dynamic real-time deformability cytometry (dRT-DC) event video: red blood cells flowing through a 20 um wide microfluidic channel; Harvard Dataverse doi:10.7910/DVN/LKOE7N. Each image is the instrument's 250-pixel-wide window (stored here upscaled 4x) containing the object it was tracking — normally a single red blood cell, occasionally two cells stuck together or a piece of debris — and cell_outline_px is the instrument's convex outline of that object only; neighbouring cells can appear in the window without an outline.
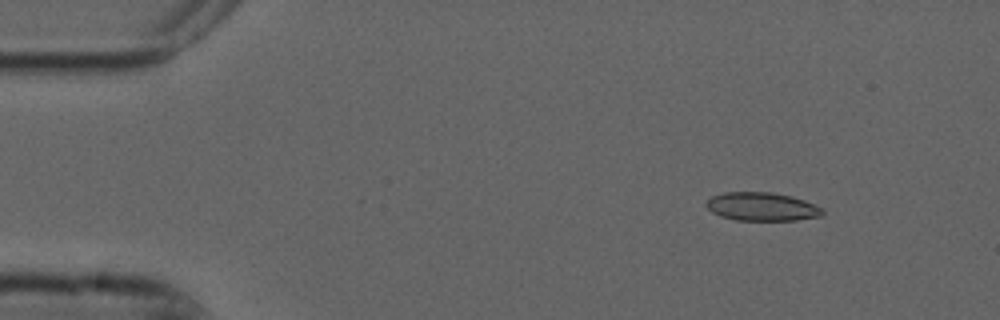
{"species": "common noctule bat (a hibernating species)", "species_latin": "Nyctalus noctula", "temperature_condition": "cold", "stored_images_in_passage": 5, "camera_frame_rate_fps": 3000, "um_per_image_px": 0.085, "animal": {"sex": "male", "forearm_length_mm": 52.5}, "frame": {"image": 1, "passage_image": 2, "time_ms": 0.333, "image_size_px": [1000, 320], "cell_outline_px": [[824, 212], [820, 216], [796, 220], [736, 220], [720, 216], [712, 212], [704, 204], [712, 196], [724, 192], [772, 192], [792, 196], [804, 200], [820, 208]], "centroid_in_image_um": [64.72, 17.56], "position_along_channel_um": 20.3, "area_um2": 19.13}}
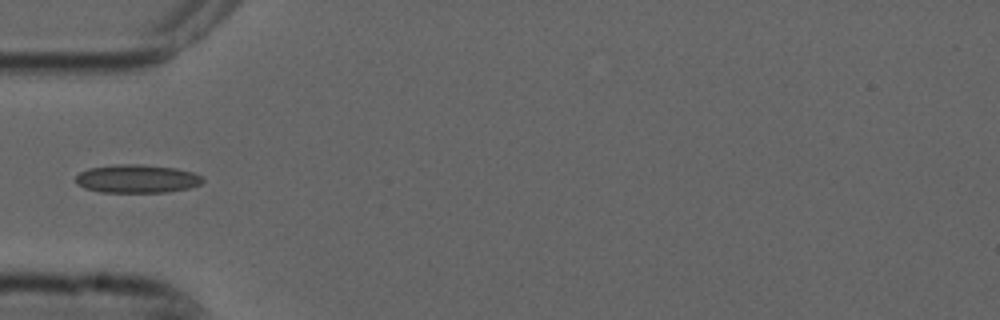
{"frame": {"image": 2, "passage_image": 5, "time_ms": 1.333, "image_size_px": [1000, 320], "cell_outline_px": [[204, 180], [200, 184], [188, 188], [168, 192], [100, 192], [84, 188], [76, 184], [76, 176], [80, 172], [88, 168], [120, 164], [140, 164], [176, 168], [192, 172], [200, 176]], "centroid_in_image_um": [11.61, 15.19], "position_along_channel_um": 73.4, "area_um2": 20.92}}